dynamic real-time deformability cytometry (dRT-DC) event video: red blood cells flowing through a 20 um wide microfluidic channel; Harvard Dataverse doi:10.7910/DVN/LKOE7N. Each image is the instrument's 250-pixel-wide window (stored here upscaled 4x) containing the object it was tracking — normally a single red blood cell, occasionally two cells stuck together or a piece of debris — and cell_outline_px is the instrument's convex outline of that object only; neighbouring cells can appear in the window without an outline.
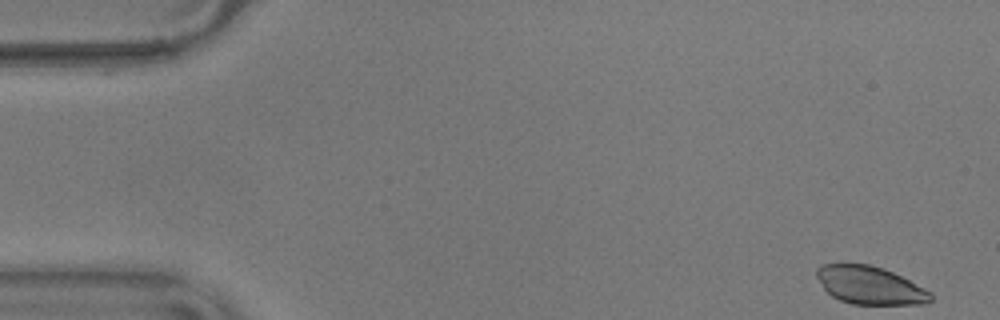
{"species": "common noctule bat (a hibernating species)", "species_latin": "Nyctalus noctula", "temperature_condition": "warm", "stored_images_in_passage": 15, "camera_frame_rate_fps": 3000, "um_per_image_px": 0.085, "animal": {"sex": "male", "body_mass_g": 17.9}, "frame": {"image": 1, "passage_image": 1, "time_ms": 0.0, "image_size_px": [1000, 320], "cell_outline_px": [[932, 300], [924, 304], [852, 304], [840, 300], [832, 296], [824, 288], [816, 276], [816, 268], [820, 264], [868, 264], [884, 268], [932, 292]], "centroid_in_image_um": [73.93, 24.25], "position_along_channel_um": 11.1, "area_um2": 25.09}}